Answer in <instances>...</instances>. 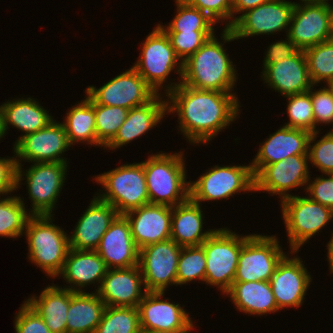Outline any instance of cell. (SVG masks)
Masks as SVG:
<instances>
[{"label":"cell","mask_w":333,"mask_h":333,"mask_svg":"<svg viewBox=\"0 0 333 333\" xmlns=\"http://www.w3.org/2000/svg\"><path fill=\"white\" fill-rule=\"evenodd\" d=\"M137 307L105 306L101 321L93 333H140Z\"/></svg>","instance_id":"e575fe53"},{"label":"cell","mask_w":333,"mask_h":333,"mask_svg":"<svg viewBox=\"0 0 333 333\" xmlns=\"http://www.w3.org/2000/svg\"><path fill=\"white\" fill-rule=\"evenodd\" d=\"M185 4L206 13L216 23L226 22L225 28L232 26L231 0H182ZM226 20V21H225ZM229 20V21H228Z\"/></svg>","instance_id":"ee69618b"},{"label":"cell","mask_w":333,"mask_h":333,"mask_svg":"<svg viewBox=\"0 0 333 333\" xmlns=\"http://www.w3.org/2000/svg\"><path fill=\"white\" fill-rule=\"evenodd\" d=\"M140 333H189V332H168V331L141 329Z\"/></svg>","instance_id":"f5cc1de1"},{"label":"cell","mask_w":333,"mask_h":333,"mask_svg":"<svg viewBox=\"0 0 333 333\" xmlns=\"http://www.w3.org/2000/svg\"><path fill=\"white\" fill-rule=\"evenodd\" d=\"M0 157V196L16 191V160L13 157Z\"/></svg>","instance_id":"c3c4849f"},{"label":"cell","mask_w":333,"mask_h":333,"mask_svg":"<svg viewBox=\"0 0 333 333\" xmlns=\"http://www.w3.org/2000/svg\"><path fill=\"white\" fill-rule=\"evenodd\" d=\"M174 240L152 243L139 250V267L147 292H166L177 286V265L181 252Z\"/></svg>","instance_id":"4fadbf2b"},{"label":"cell","mask_w":333,"mask_h":333,"mask_svg":"<svg viewBox=\"0 0 333 333\" xmlns=\"http://www.w3.org/2000/svg\"><path fill=\"white\" fill-rule=\"evenodd\" d=\"M225 295L246 315L262 316L279 311L269 281L233 282Z\"/></svg>","instance_id":"4dcf8cb0"},{"label":"cell","mask_w":333,"mask_h":333,"mask_svg":"<svg viewBox=\"0 0 333 333\" xmlns=\"http://www.w3.org/2000/svg\"><path fill=\"white\" fill-rule=\"evenodd\" d=\"M311 133L305 130L280 126L259 145L258 151L250 162L255 176L265 165L272 164L293 155H308Z\"/></svg>","instance_id":"603a6c76"},{"label":"cell","mask_w":333,"mask_h":333,"mask_svg":"<svg viewBox=\"0 0 333 333\" xmlns=\"http://www.w3.org/2000/svg\"><path fill=\"white\" fill-rule=\"evenodd\" d=\"M164 98L166 95L157 94L145 105L130 109L117 134L104 149L120 148L155 128L167 115V98Z\"/></svg>","instance_id":"4316f807"},{"label":"cell","mask_w":333,"mask_h":333,"mask_svg":"<svg viewBox=\"0 0 333 333\" xmlns=\"http://www.w3.org/2000/svg\"><path fill=\"white\" fill-rule=\"evenodd\" d=\"M327 261L329 262L330 273H333V233L327 243Z\"/></svg>","instance_id":"f907efd6"},{"label":"cell","mask_w":333,"mask_h":333,"mask_svg":"<svg viewBox=\"0 0 333 333\" xmlns=\"http://www.w3.org/2000/svg\"><path fill=\"white\" fill-rule=\"evenodd\" d=\"M13 150L16 165L21 162H69L62 157L72 145L62 122L53 120L48 126L34 133L24 135L15 145Z\"/></svg>","instance_id":"5bb4252c"},{"label":"cell","mask_w":333,"mask_h":333,"mask_svg":"<svg viewBox=\"0 0 333 333\" xmlns=\"http://www.w3.org/2000/svg\"><path fill=\"white\" fill-rule=\"evenodd\" d=\"M329 18L330 3L296 2L287 36L303 51L328 41Z\"/></svg>","instance_id":"e0dca14e"},{"label":"cell","mask_w":333,"mask_h":333,"mask_svg":"<svg viewBox=\"0 0 333 333\" xmlns=\"http://www.w3.org/2000/svg\"><path fill=\"white\" fill-rule=\"evenodd\" d=\"M41 291L40 295H31L26 303L43 319L52 333H67V312L70 307L71 290L54 283Z\"/></svg>","instance_id":"f546056e"},{"label":"cell","mask_w":333,"mask_h":333,"mask_svg":"<svg viewBox=\"0 0 333 333\" xmlns=\"http://www.w3.org/2000/svg\"><path fill=\"white\" fill-rule=\"evenodd\" d=\"M298 50L296 45L286 35L285 40L273 42L268 46L264 61H262L263 66H269L270 64H275L283 59H287L293 56Z\"/></svg>","instance_id":"7dc6e473"},{"label":"cell","mask_w":333,"mask_h":333,"mask_svg":"<svg viewBox=\"0 0 333 333\" xmlns=\"http://www.w3.org/2000/svg\"><path fill=\"white\" fill-rule=\"evenodd\" d=\"M285 255L276 235L252 234L242 245L233 282L269 281Z\"/></svg>","instance_id":"8fae6325"},{"label":"cell","mask_w":333,"mask_h":333,"mask_svg":"<svg viewBox=\"0 0 333 333\" xmlns=\"http://www.w3.org/2000/svg\"><path fill=\"white\" fill-rule=\"evenodd\" d=\"M128 111L119 106H106L94 102L96 136L104 147L115 137L126 120Z\"/></svg>","instance_id":"f35d334b"},{"label":"cell","mask_w":333,"mask_h":333,"mask_svg":"<svg viewBox=\"0 0 333 333\" xmlns=\"http://www.w3.org/2000/svg\"><path fill=\"white\" fill-rule=\"evenodd\" d=\"M313 85L333 81V41L328 40L304 50Z\"/></svg>","instance_id":"8d00e7d4"},{"label":"cell","mask_w":333,"mask_h":333,"mask_svg":"<svg viewBox=\"0 0 333 333\" xmlns=\"http://www.w3.org/2000/svg\"><path fill=\"white\" fill-rule=\"evenodd\" d=\"M206 274V253L202 246L182 247L177 265V285L192 281H204Z\"/></svg>","instance_id":"74e56055"},{"label":"cell","mask_w":333,"mask_h":333,"mask_svg":"<svg viewBox=\"0 0 333 333\" xmlns=\"http://www.w3.org/2000/svg\"><path fill=\"white\" fill-rule=\"evenodd\" d=\"M141 44V54L132 67L156 94H161L159 91L165 85L163 94L167 95L181 83L182 61L176 56L168 35L158 24ZM173 70L179 75V81H169L168 83L167 79ZM164 83H168V85Z\"/></svg>","instance_id":"5b68a950"},{"label":"cell","mask_w":333,"mask_h":333,"mask_svg":"<svg viewBox=\"0 0 333 333\" xmlns=\"http://www.w3.org/2000/svg\"><path fill=\"white\" fill-rule=\"evenodd\" d=\"M68 162L32 163L28 169L22 170L23 165H17L16 189L26 180L32 216L53 214L57 198L60 197L66 180ZM25 176V178L23 177Z\"/></svg>","instance_id":"52a82bcc"},{"label":"cell","mask_w":333,"mask_h":333,"mask_svg":"<svg viewBox=\"0 0 333 333\" xmlns=\"http://www.w3.org/2000/svg\"><path fill=\"white\" fill-rule=\"evenodd\" d=\"M176 56L182 61L193 55L211 36L214 31L166 32Z\"/></svg>","instance_id":"b9f144b4"},{"label":"cell","mask_w":333,"mask_h":333,"mask_svg":"<svg viewBox=\"0 0 333 333\" xmlns=\"http://www.w3.org/2000/svg\"><path fill=\"white\" fill-rule=\"evenodd\" d=\"M146 293L139 265L108 269L97 291L105 306L113 307H137Z\"/></svg>","instance_id":"ffe728a7"},{"label":"cell","mask_w":333,"mask_h":333,"mask_svg":"<svg viewBox=\"0 0 333 333\" xmlns=\"http://www.w3.org/2000/svg\"><path fill=\"white\" fill-rule=\"evenodd\" d=\"M167 114H177L178 130L192 144H207L240 115L234 92L200 90L180 83L170 91Z\"/></svg>","instance_id":"6da1fadb"},{"label":"cell","mask_w":333,"mask_h":333,"mask_svg":"<svg viewBox=\"0 0 333 333\" xmlns=\"http://www.w3.org/2000/svg\"><path fill=\"white\" fill-rule=\"evenodd\" d=\"M53 215L31 216L24 235L28 243V259L48 277L57 278L69 251V235L53 224Z\"/></svg>","instance_id":"277c9868"},{"label":"cell","mask_w":333,"mask_h":333,"mask_svg":"<svg viewBox=\"0 0 333 333\" xmlns=\"http://www.w3.org/2000/svg\"><path fill=\"white\" fill-rule=\"evenodd\" d=\"M176 15L172 21L165 26L158 25L165 32H193V31H214L217 24L206 13L199 9L185 4L182 0H175Z\"/></svg>","instance_id":"d590c367"},{"label":"cell","mask_w":333,"mask_h":333,"mask_svg":"<svg viewBox=\"0 0 333 333\" xmlns=\"http://www.w3.org/2000/svg\"><path fill=\"white\" fill-rule=\"evenodd\" d=\"M124 216L129 221L132 238L139 250L171 237L172 207L148 203Z\"/></svg>","instance_id":"44dd1931"},{"label":"cell","mask_w":333,"mask_h":333,"mask_svg":"<svg viewBox=\"0 0 333 333\" xmlns=\"http://www.w3.org/2000/svg\"><path fill=\"white\" fill-rule=\"evenodd\" d=\"M108 267L96 251L75 250L70 248L63 268L57 277H63L68 284L66 289L73 292H85L84 287L90 284L98 285L99 290L102 279L106 275ZM60 275V276H59Z\"/></svg>","instance_id":"484cf974"},{"label":"cell","mask_w":333,"mask_h":333,"mask_svg":"<svg viewBox=\"0 0 333 333\" xmlns=\"http://www.w3.org/2000/svg\"><path fill=\"white\" fill-rule=\"evenodd\" d=\"M5 133L3 130V122H2V111H1V105H0V140L4 137Z\"/></svg>","instance_id":"db71d44e"},{"label":"cell","mask_w":333,"mask_h":333,"mask_svg":"<svg viewBox=\"0 0 333 333\" xmlns=\"http://www.w3.org/2000/svg\"><path fill=\"white\" fill-rule=\"evenodd\" d=\"M296 2L273 0L243 13L230 27L236 40L248 37L288 33Z\"/></svg>","instance_id":"2e32d148"},{"label":"cell","mask_w":333,"mask_h":333,"mask_svg":"<svg viewBox=\"0 0 333 333\" xmlns=\"http://www.w3.org/2000/svg\"><path fill=\"white\" fill-rule=\"evenodd\" d=\"M223 28L221 42L214 34L183 62L182 84L200 90L234 92L238 73L223 45L236 39L230 28Z\"/></svg>","instance_id":"7a4b0ae2"},{"label":"cell","mask_w":333,"mask_h":333,"mask_svg":"<svg viewBox=\"0 0 333 333\" xmlns=\"http://www.w3.org/2000/svg\"><path fill=\"white\" fill-rule=\"evenodd\" d=\"M314 86L318 85H312V87L307 92L311 97L316 132L318 131L316 126L320 124H333V98L327 86H322V88L317 90L313 89ZM330 130H333V128Z\"/></svg>","instance_id":"7bdbcfd3"},{"label":"cell","mask_w":333,"mask_h":333,"mask_svg":"<svg viewBox=\"0 0 333 333\" xmlns=\"http://www.w3.org/2000/svg\"><path fill=\"white\" fill-rule=\"evenodd\" d=\"M95 251L108 269L139 265V249L134 243L129 221L124 215H118L110 224Z\"/></svg>","instance_id":"cb8c5ba5"},{"label":"cell","mask_w":333,"mask_h":333,"mask_svg":"<svg viewBox=\"0 0 333 333\" xmlns=\"http://www.w3.org/2000/svg\"><path fill=\"white\" fill-rule=\"evenodd\" d=\"M105 303L97 292L71 291L67 333H93L101 321Z\"/></svg>","instance_id":"1f68e13d"},{"label":"cell","mask_w":333,"mask_h":333,"mask_svg":"<svg viewBox=\"0 0 333 333\" xmlns=\"http://www.w3.org/2000/svg\"><path fill=\"white\" fill-rule=\"evenodd\" d=\"M93 180L105 189L96 195L110 203L119 215L150 203L142 162L123 164L95 176Z\"/></svg>","instance_id":"8992f818"},{"label":"cell","mask_w":333,"mask_h":333,"mask_svg":"<svg viewBox=\"0 0 333 333\" xmlns=\"http://www.w3.org/2000/svg\"><path fill=\"white\" fill-rule=\"evenodd\" d=\"M85 93L97 104L128 110L145 105L157 95L132 66L99 88L87 86Z\"/></svg>","instance_id":"7c38bea8"},{"label":"cell","mask_w":333,"mask_h":333,"mask_svg":"<svg viewBox=\"0 0 333 333\" xmlns=\"http://www.w3.org/2000/svg\"><path fill=\"white\" fill-rule=\"evenodd\" d=\"M270 285L279 310L299 308L304 302L306 292L312 282L301 258L285 255L271 276Z\"/></svg>","instance_id":"d6986e66"},{"label":"cell","mask_w":333,"mask_h":333,"mask_svg":"<svg viewBox=\"0 0 333 333\" xmlns=\"http://www.w3.org/2000/svg\"><path fill=\"white\" fill-rule=\"evenodd\" d=\"M261 78L268 87L286 97L307 92L312 87L306 56L298 50L293 56L264 66Z\"/></svg>","instance_id":"d4e9b609"},{"label":"cell","mask_w":333,"mask_h":333,"mask_svg":"<svg viewBox=\"0 0 333 333\" xmlns=\"http://www.w3.org/2000/svg\"><path fill=\"white\" fill-rule=\"evenodd\" d=\"M200 205L189 198L184 203L172 207L170 239L181 247L201 246L216 230H203L205 217Z\"/></svg>","instance_id":"f1b7e54d"},{"label":"cell","mask_w":333,"mask_h":333,"mask_svg":"<svg viewBox=\"0 0 333 333\" xmlns=\"http://www.w3.org/2000/svg\"><path fill=\"white\" fill-rule=\"evenodd\" d=\"M182 152L152 153L142 161L151 204L174 207L190 198V182H187Z\"/></svg>","instance_id":"3957f363"},{"label":"cell","mask_w":333,"mask_h":333,"mask_svg":"<svg viewBox=\"0 0 333 333\" xmlns=\"http://www.w3.org/2000/svg\"><path fill=\"white\" fill-rule=\"evenodd\" d=\"M20 196L0 198V237H22L27 221L32 216Z\"/></svg>","instance_id":"836d02e7"},{"label":"cell","mask_w":333,"mask_h":333,"mask_svg":"<svg viewBox=\"0 0 333 333\" xmlns=\"http://www.w3.org/2000/svg\"><path fill=\"white\" fill-rule=\"evenodd\" d=\"M300 2H325L330 3V0H299Z\"/></svg>","instance_id":"11a10c76"},{"label":"cell","mask_w":333,"mask_h":333,"mask_svg":"<svg viewBox=\"0 0 333 333\" xmlns=\"http://www.w3.org/2000/svg\"><path fill=\"white\" fill-rule=\"evenodd\" d=\"M190 199L200 204L202 201L228 199L241 192H254V175L248 165H215L190 181Z\"/></svg>","instance_id":"30bf717a"},{"label":"cell","mask_w":333,"mask_h":333,"mask_svg":"<svg viewBox=\"0 0 333 333\" xmlns=\"http://www.w3.org/2000/svg\"><path fill=\"white\" fill-rule=\"evenodd\" d=\"M273 0H233L232 2V25L234 22L245 12L253 9L261 4L270 2ZM236 14H240L236 17Z\"/></svg>","instance_id":"681fc988"},{"label":"cell","mask_w":333,"mask_h":333,"mask_svg":"<svg viewBox=\"0 0 333 333\" xmlns=\"http://www.w3.org/2000/svg\"><path fill=\"white\" fill-rule=\"evenodd\" d=\"M320 131L311 133L308 148L309 163L323 174L333 173V130L316 141Z\"/></svg>","instance_id":"60d3db41"},{"label":"cell","mask_w":333,"mask_h":333,"mask_svg":"<svg viewBox=\"0 0 333 333\" xmlns=\"http://www.w3.org/2000/svg\"><path fill=\"white\" fill-rule=\"evenodd\" d=\"M281 213L289 241L290 254L299 249L333 220V211L308 196L292 195L281 201Z\"/></svg>","instance_id":"9c48e42d"},{"label":"cell","mask_w":333,"mask_h":333,"mask_svg":"<svg viewBox=\"0 0 333 333\" xmlns=\"http://www.w3.org/2000/svg\"><path fill=\"white\" fill-rule=\"evenodd\" d=\"M287 98V115L289 121L283 126L315 132V118L311 97L308 92L289 95Z\"/></svg>","instance_id":"ab89813d"},{"label":"cell","mask_w":333,"mask_h":333,"mask_svg":"<svg viewBox=\"0 0 333 333\" xmlns=\"http://www.w3.org/2000/svg\"><path fill=\"white\" fill-rule=\"evenodd\" d=\"M164 292H147L138 304L141 329L168 332L193 331L194 323L181 304L169 301ZM162 298V299H161Z\"/></svg>","instance_id":"ac0fdd59"},{"label":"cell","mask_w":333,"mask_h":333,"mask_svg":"<svg viewBox=\"0 0 333 333\" xmlns=\"http://www.w3.org/2000/svg\"><path fill=\"white\" fill-rule=\"evenodd\" d=\"M3 130L6 134L10 125L21 134L14 145L24 136L48 126L53 120L51 113L32 97L15 98L1 105ZM9 126V127H8Z\"/></svg>","instance_id":"83f0119b"},{"label":"cell","mask_w":333,"mask_h":333,"mask_svg":"<svg viewBox=\"0 0 333 333\" xmlns=\"http://www.w3.org/2000/svg\"><path fill=\"white\" fill-rule=\"evenodd\" d=\"M319 177L309 178L307 186L304 189L308 192V197L333 211V173H326ZM328 176V177H327Z\"/></svg>","instance_id":"bcb514c9"},{"label":"cell","mask_w":333,"mask_h":333,"mask_svg":"<svg viewBox=\"0 0 333 333\" xmlns=\"http://www.w3.org/2000/svg\"><path fill=\"white\" fill-rule=\"evenodd\" d=\"M251 235H238L224 227L201 244L206 253L205 284L218 287L223 295L231 288L242 245Z\"/></svg>","instance_id":"ba28073f"},{"label":"cell","mask_w":333,"mask_h":333,"mask_svg":"<svg viewBox=\"0 0 333 333\" xmlns=\"http://www.w3.org/2000/svg\"><path fill=\"white\" fill-rule=\"evenodd\" d=\"M329 40L333 41V6L330 3Z\"/></svg>","instance_id":"816d5d0a"},{"label":"cell","mask_w":333,"mask_h":333,"mask_svg":"<svg viewBox=\"0 0 333 333\" xmlns=\"http://www.w3.org/2000/svg\"><path fill=\"white\" fill-rule=\"evenodd\" d=\"M66 113L63 126L71 145L87 143L91 146H104L96 136L94 101L87 95Z\"/></svg>","instance_id":"d6a6232c"},{"label":"cell","mask_w":333,"mask_h":333,"mask_svg":"<svg viewBox=\"0 0 333 333\" xmlns=\"http://www.w3.org/2000/svg\"><path fill=\"white\" fill-rule=\"evenodd\" d=\"M326 86L330 90V92L332 94V98H333V81L326 83Z\"/></svg>","instance_id":"9f6ffc18"},{"label":"cell","mask_w":333,"mask_h":333,"mask_svg":"<svg viewBox=\"0 0 333 333\" xmlns=\"http://www.w3.org/2000/svg\"><path fill=\"white\" fill-rule=\"evenodd\" d=\"M309 155H293L287 159L265 165L254 176V192L278 195L282 201L291 197L294 188L307 186L310 178ZM292 189V190H291Z\"/></svg>","instance_id":"9a60e30c"},{"label":"cell","mask_w":333,"mask_h":333,"mask_svg":"<svg viewBox=\"0 0 333 333\" xmlns=\"http://www.w3.org/2000/svg\"><path fill=\"white\" fill-rule=\"evenodd\" d=\"M14 319L15 333H52L42 317L24 300Z\"/></svg>","instance_id":"f6af8a7d"},{"label":"cell","mask_w":333,"mask_h":333,"mask_svg":"<svg viewBox=\"0 0 333 333\" xmlns=\"http://www.w3.org/2000/svg\"><path fill=\"white\" fill-rule=\"evenodd\" d=\"M69 235V248L95 251L110 224L119 215L108 202L94 196Z\"/></svg>","instance_id":"7402d4cb"}]
</instances>
